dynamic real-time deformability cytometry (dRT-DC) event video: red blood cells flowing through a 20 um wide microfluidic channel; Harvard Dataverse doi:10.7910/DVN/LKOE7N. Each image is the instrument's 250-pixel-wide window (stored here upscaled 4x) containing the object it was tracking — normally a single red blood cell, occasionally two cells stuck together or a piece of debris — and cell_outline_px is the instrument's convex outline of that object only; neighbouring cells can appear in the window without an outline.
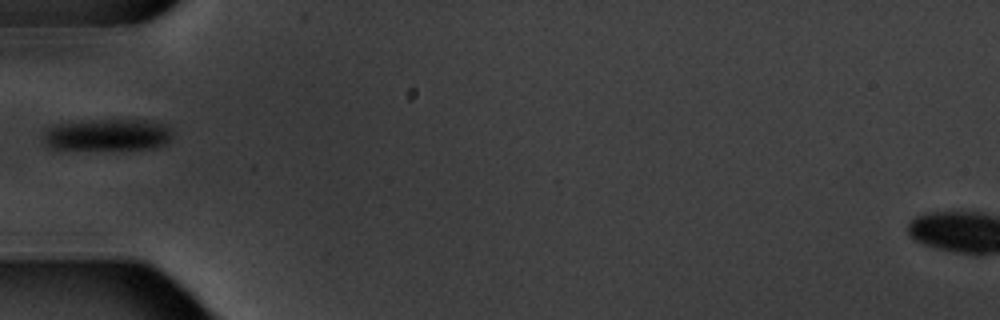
{"species": "common noctule bat (a hibernating species)", "species_latin": "Nyctalus noctula", "temperature_condition": "warm", "stored_images_in_passage": 6, "camera_frame_rate_fps": 3000, "um_per_image_px": 0.085, "animal": {"sex": "male", "body_mass_g": 20.1, "forearm_length_mm": 53.5}, "frame": {"image": 1, "passage_image": 6, "time_ms": 6.667, "image_size_px": [1000, 320], "cell_outline_px": [[172, 136], [164, 144], [156, 148], [52, 148], [44, 144], [44, 132], [48, 128], [56, 124], [92, 120], [144, 120], [168, 124], [172, 132]], "centroid_in_image_um": [9.18, 11.43], "position_along_channel_um": 75.8, "area_um2": 23.47}}